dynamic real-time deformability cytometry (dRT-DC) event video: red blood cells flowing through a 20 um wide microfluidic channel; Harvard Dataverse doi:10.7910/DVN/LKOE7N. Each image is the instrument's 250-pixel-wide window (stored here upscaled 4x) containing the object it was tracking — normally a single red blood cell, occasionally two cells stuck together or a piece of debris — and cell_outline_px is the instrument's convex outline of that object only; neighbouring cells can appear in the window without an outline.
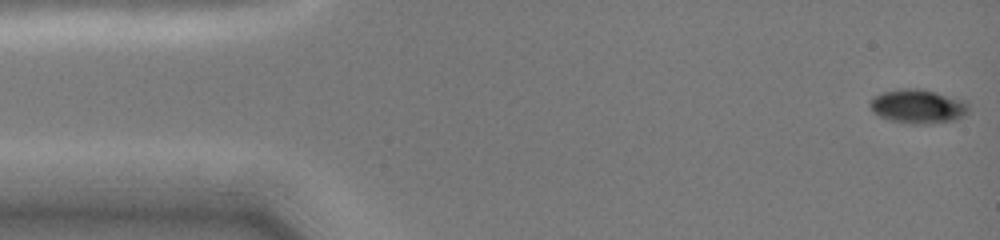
{"species": "common noctule bat (a hibernating species)", "species_latin": "Nyctalus noctula", "temperature_condition": "cold", "stored_images_in_passage": 47, "camera_frame_rate_fps": 3000, "um_per_image_px": 0.085, "animal": {"sex": "female", "body_mass_g": 19.0, "forearm_length_mm": 51.5}, "frame": {"image": 1, "passage_image": 1, "time_ms": 0.0, "image_size_px": [1000, 240], "cell_outline_px": [[968, 112], [964, 116], [956, 120], [932, 124], [908, 124], [888, 120], [872, 112], [868, 104], [872, 96], [880, 92], [900, 88], [924, 88], [968, 100]], "centroid_in_image_um": [78.03, 9.03], "position_along_channel_um": 7.0, "area_um2": 20.46}}
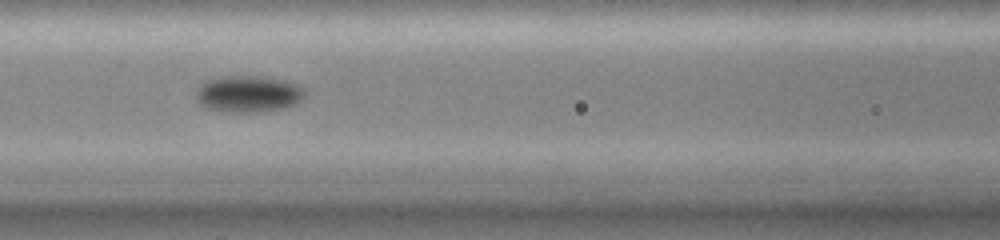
{"frame": {"image": 2, "passage_image": 17, "time_ms": 6.333, "image_size_px": [1000, 240], "cell_outline_px": [[308, 92], [296, 104], [280, 108], [256, 112], [232, 112], [204, 108], [196, 100], [196, 96], [200, 84], [208, 80], [224, 76], [264, 76], [284, 80], [296, 84], [304, 88]], "centroid_in_image_um": [21.11, 7.97], "position_along_channel_um": 145.5, "area_um2": 23.24}}
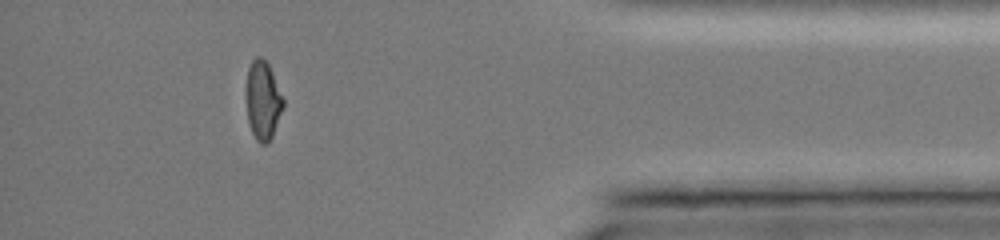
{"frame": {"image": 3, "passage_image": 39, "time_ms": 13.667, "image_size_px": [1000, 240], "cell_outline_px": [[284, 108], [272, 136], [264, 144], [260, 144], [256, 140], [252, 132], [248, 120], [244, 96], [244, 92], [248, 68], [252, 60], [256, 56], [260, 56], [268, 64], [272, 72], [284, 100]], "centroid_in_image_um": [22.31, 8.51], "position_along_channel_um": 412.9, "area_um2": 17.28}, "authors_computed_cell_mechanics": {"area_um2": 19.074, "velocity_mm_per_s": 4.0225, "shape_relaxation_time_tau1_ms": 6.1258, "shape_relaxation_time_tau2_ms": null, "deformation_change_tau1": 0.1477, "deformation_change_tau2": null}}